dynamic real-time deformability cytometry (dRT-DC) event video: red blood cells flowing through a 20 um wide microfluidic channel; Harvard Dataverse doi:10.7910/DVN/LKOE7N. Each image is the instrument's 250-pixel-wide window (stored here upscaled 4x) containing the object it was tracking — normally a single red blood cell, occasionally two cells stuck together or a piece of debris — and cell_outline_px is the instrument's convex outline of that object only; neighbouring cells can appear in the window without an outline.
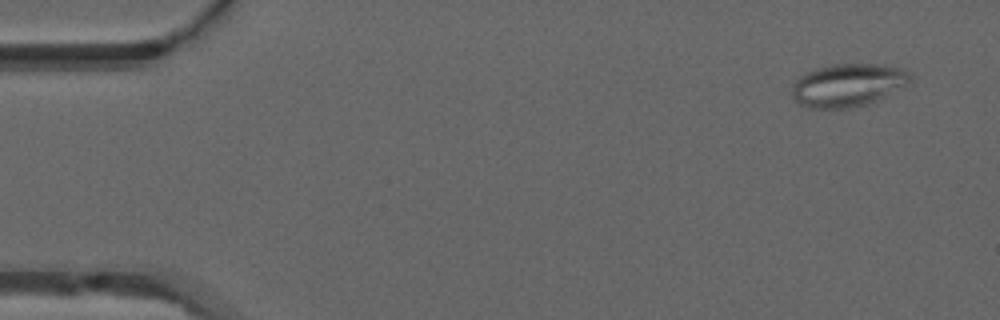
{"species": "common noctule bat (a hibernating species)", "species_latin": "Nyctalus noctula", "temperature_condition": "warm", "stored_images_in_passage": 50, "camera_frame_rate_fps": 3000, "um_per_image_px": 0.085, "animal": {"sex": "male", "forearm_length_mm": 52.5}, "frame": {"image": 1, "passage_image": 2, "time_ms": 0.333, "image_size_px": [1000, 320], "cell_outline_px": [[912, 80], [884, 96], [876, 100], [864, 104], [848, 108], [808, 108], [800, 104], [792, 96], [792, 84], [800, 76], [816, 68], [832, 64], [880, 64], [904, 68], [912, 76]], "centroid_in_image_um": [72.04, 7.22], "position_along_channel_um": 13.0, "area_um2": 29.3}}
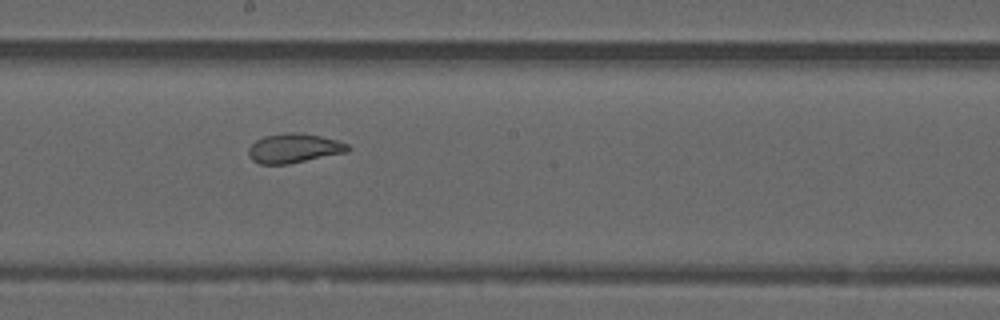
{"frame": {"image": 2, "passage_image": 27, "time_ms": 8.667, "image_size_px": [1000, 320], "cell_outline_px": [[352, 148], [348, 152], [288, 164], [260, 164], [252, 160], [248, 156], [248, 148], [256, 140], [264, 136], [288, 132], [300, 132], [320, 136], [336, 140], [348, 144]], "centroid_in_image_um": [24.99, 12.6], "position_along_channel_um": 223.2, "area_um2": 17.11}}
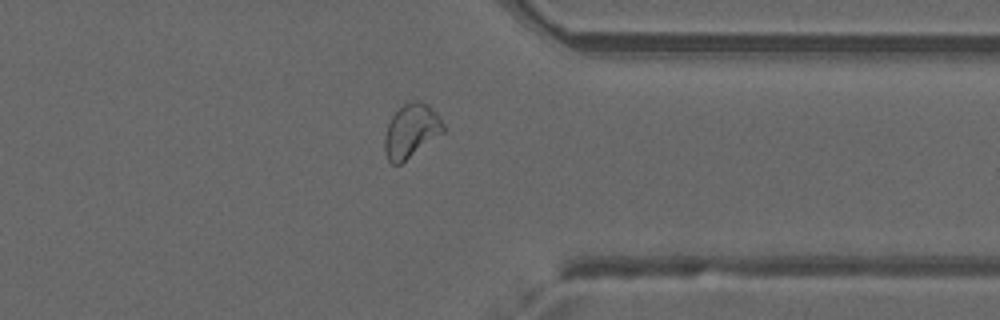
{"frame": {"image": 3, "passage_image": 39, "time_ms": 12.667, "image_size_px": [1000, 320], "cell_outline_px": [[444, 132], [400, 164], [392, 164], [388, 160], [384, 148], [384, 136], [388, 124], [392, 116], [404, 104], [416, 100], [420, 100], [428, 104], [444, 124]], "centroid_in_image_um": [34.94, 11.12], "position_along_channel_um": 376.5, "area_um2": 18.09}, "authors_computed_cell_mechanics": {"area_um2": 20.4323, "velocity_mm_per_s": 3.9738, "shape_relaxation_time_tau1_ms": null, "shape_relaxation_time_tau2_ms": 1.2015, "deformation_change_tau1": null, "deformation_change_tau2": 0.0817}}